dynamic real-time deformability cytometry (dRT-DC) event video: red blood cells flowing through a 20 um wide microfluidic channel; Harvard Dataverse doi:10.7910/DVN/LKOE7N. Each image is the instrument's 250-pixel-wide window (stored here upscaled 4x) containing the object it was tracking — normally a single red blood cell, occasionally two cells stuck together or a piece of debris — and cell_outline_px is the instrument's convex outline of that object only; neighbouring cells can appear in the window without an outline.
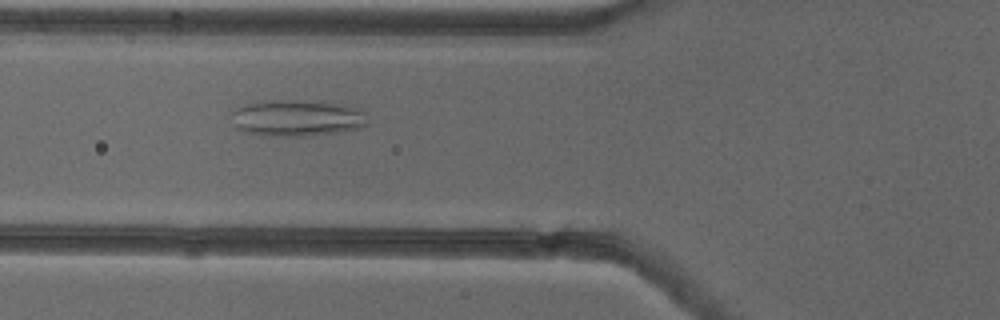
{"species": "common noctule bat (a hibernating species)", "species_latin": "Nyctalus noctula", "temperature_condition": "cold", "stored_images_in_passage": 36, "camera_frame_rate_fps": 3000, "um_per_image_px": 0.085, "animal": {"sex": "female"}, "frame": {"image": 1, "passage_image": 6, "time_ms": 1.667, "image_size_px": [1000, 320], "cell_outline_px": [[368, 124], [364, 128], [340, 132], [308, 136], [264, 136], [244, 132], [236, 128], [232, 112], [236, 108], [244, 104], [264, 100], [320, 100], [340, 104], [364, 112]], "centroid_in_image_um": [25.25, 10.03], "position_along_channel_um": 100.6, "area_um2": 29.36}}
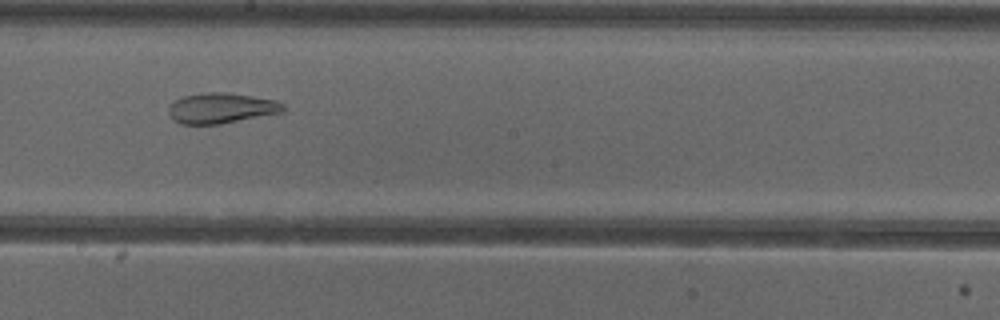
{"frame": {"image": 2, "passage_image": 16, "time_ms": 5.0, "image_size_px": [1000, 320], "cell_outline_px": [[284, 112], [220, 124], [180, 124], [172, 120], [168, 112], [168, 108], [176, 100], [184, 96], [200, 92], [228, 92], [276, 100], [284, 104]], "centroid_in_image_um": [18.8, 9.19], "position_along_channel_um": 229.4, "area_um2": 20.46}}
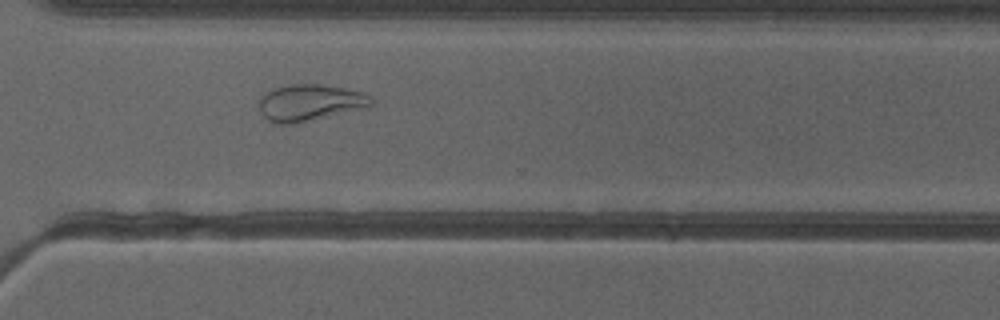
{"frame": {"image": 3, "passage_image": 25, "time_ms": 8.0, "image_size_px": [1000, 320], "cell_outline_px": [[376, 104], [368, 108], [296, 124], [280, 124], [268, 120], [260, 112], [256, 100], [264, 92], [272, 88], [292, 84], [320, 84], [344, 88], [364, 92], [372, 96]], "centroid_in_image_um": [26.37, 8.73], "position_along_channel_um": 344.2, "area_um2": 24.74}}